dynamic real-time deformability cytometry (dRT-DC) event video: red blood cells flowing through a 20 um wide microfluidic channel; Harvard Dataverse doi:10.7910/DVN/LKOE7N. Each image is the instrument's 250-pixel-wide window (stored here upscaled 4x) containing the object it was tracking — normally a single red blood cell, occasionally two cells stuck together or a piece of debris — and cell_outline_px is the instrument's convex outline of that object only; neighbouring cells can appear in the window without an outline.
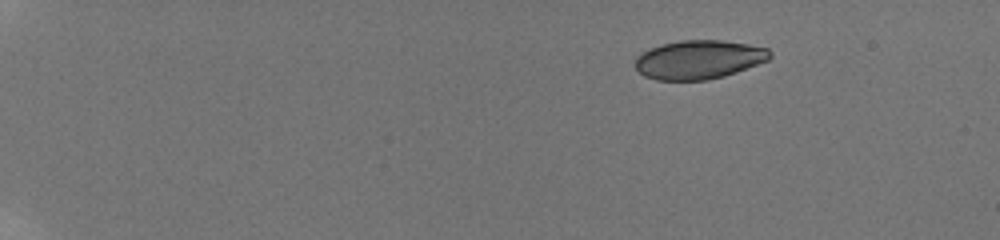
{"species": "human", "species_latin": "Homo sapiens", "temperature_condition": "room temperature", "stored_images_in_passage": 7, "camera_frame_rate_fps": 3000, "um_per_image_px": 0.085, "donor": {"sex": "male"}, "frame": {"image": 1, "passage_image": 1, "time_ms": 0.0, "image_size_px": [1000, 240], "cell_outline_px": [[772, 56], [768, 60], [736, 72], [724, 76], [708, 80], [656, 80], [644, 76], [636, 68], [636, 56], [660, 44], [680, 40], [720, 40], [748, 44], [768, 48], [772, 52]], "centroid_in_image_um": [59.42, 5.06], "position_along_channel_um": 25.6, "area_um2": 30.46}}
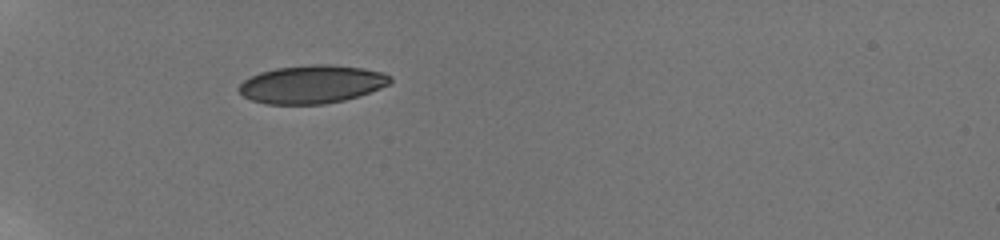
{"frame": {"image": 2, "passage_image": 5, "time_ms": 4.0, "image_size_px": [1000, 240], "cell_outline_px": [[392, 80], [388, 84], [380, 88], [344, 100], [324, 104], [268, 104], [252, 100], [244, 96], [236, 88], [244, 80], [260, 72], [276, 68], [312, 64], [332, 64], [364, 68], [384, 72], [392, 76]], "centroid_in_image_um": [26.51, 7.15], "position_along_channel_um": 58.5, "area_um2": 33.58}}
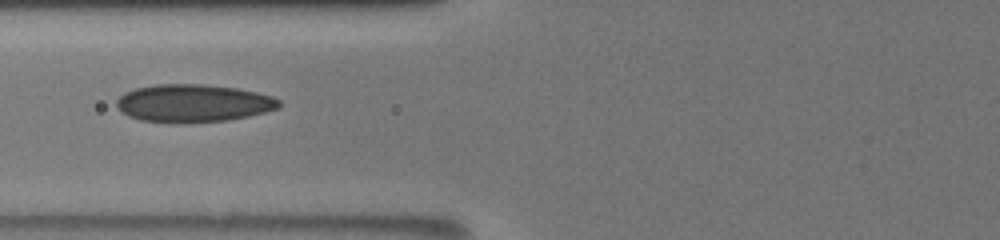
{"frame": {"image": 3, "passage_image": 7, "time_ms": 6.0, "image_size_px": [1000, 240], "cell_outline_px": [[280, 108], [248, 116], [228, 120], [184, 124], [172, 124], [140, 120], [128, 116], [116, 108], [116, 100], [124, 92], [136, 88], [156, 84], [204, 84], [236, 88], [256, 92], [272, 96], [280, 100]], "centroid_in_image_um": [16.39, 8.79], "position_along_channel_um": 109.4, "area_um2": 36.3}}